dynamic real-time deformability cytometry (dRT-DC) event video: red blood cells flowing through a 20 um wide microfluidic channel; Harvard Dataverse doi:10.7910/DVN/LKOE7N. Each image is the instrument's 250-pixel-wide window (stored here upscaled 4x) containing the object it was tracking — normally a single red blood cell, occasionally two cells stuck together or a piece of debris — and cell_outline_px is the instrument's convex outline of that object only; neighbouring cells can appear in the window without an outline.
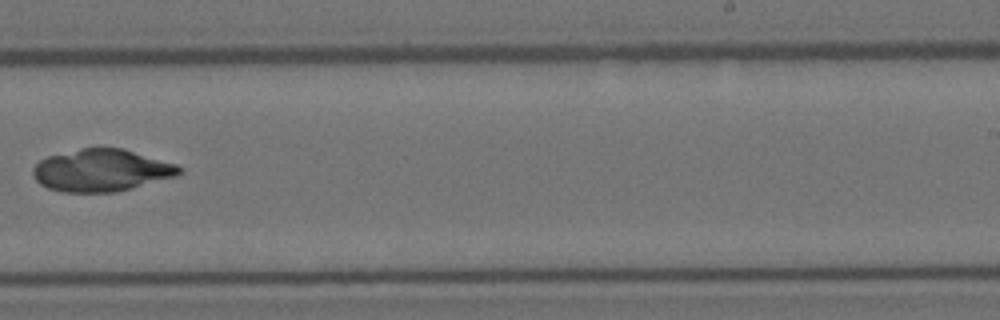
{"species": "Egyptian fruit bat (a non-hibernating species)", "species_latin": "Rousettus aegyptiacus", "temperature_condition": "room temperature", "stored_images_in_passage": 9, "camera_frame_rate_fps": 3000, "um_per_image_px": 0.085, "animal": {"sex": "female"}, "frame": {"image": 1, "passage_image": 9, "time_ms": 2.667, "image_size_px": [1000, 320], "cell_outline_px": [[184, 168], [176, 176], [132, 188], [116, 192], [64, 192], [48, 188], [40, 184], [32, 176], [32, 168], [40, 160], [48, 156], [80, 148], [124, 148], [176, 164]], "centroid_in_image_um": [8.61, 14.48], "position_along_channel_um": 280.4, "area_um2": 36.01}}